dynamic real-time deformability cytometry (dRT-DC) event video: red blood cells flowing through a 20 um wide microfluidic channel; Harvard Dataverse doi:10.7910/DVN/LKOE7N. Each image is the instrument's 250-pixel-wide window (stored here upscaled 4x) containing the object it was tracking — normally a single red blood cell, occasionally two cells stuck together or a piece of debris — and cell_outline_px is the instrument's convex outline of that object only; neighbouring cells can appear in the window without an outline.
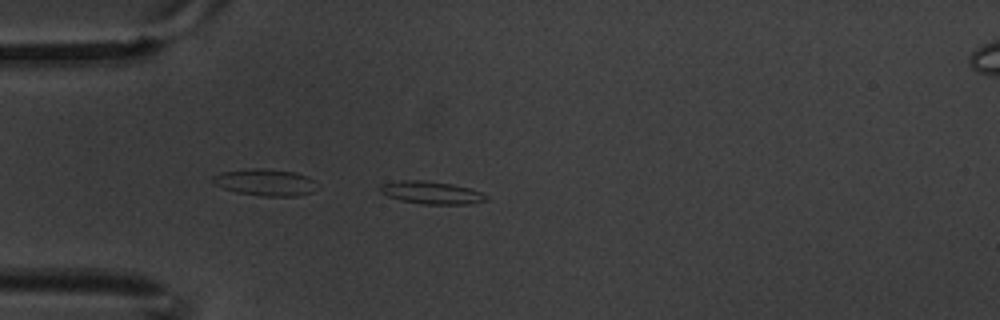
{"species": "common noctule bat (a hibernating species)", "species_latin": "Nyctalus noctula", "temperature_condition": "warm", "stored_images_in_passage": 9, "segment_of_instrument_passage": [2, 2], "camera_frame_rate_fps": 3000, "um_per_image_px": 0.085, "animal": {"sex": "male", "body_mass_g": 20.1, "forearm_length_mm": 53.5}, "frame": {"image": 1, "passage_image": 4, "time_ms": 1.0, "image_size_px": [1000, 320], "cell_outline_px": [[488, 200], [468, 204], [420, 204], [400, 200], [388, 196], [380, 192], [380, 184], [400, 180], [420, 180], [452, 184], [468, 188], [480, 192], [488, 196]], "centroid_in_image_um": [36.65, 16.38], "position_along_channel_um": 48.4, "area_um2": 13.93}}
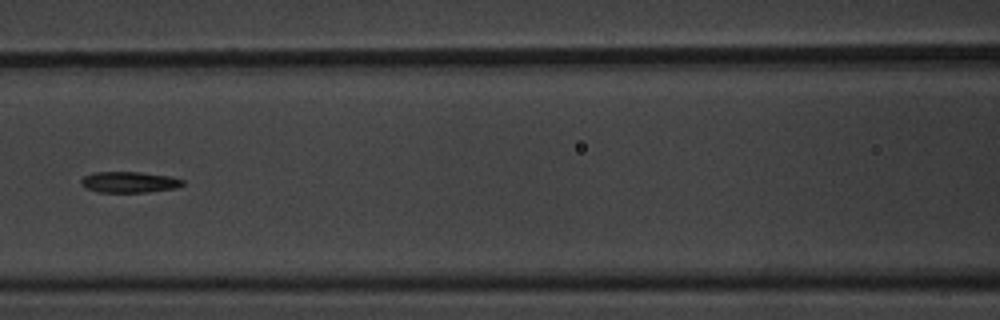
{"frame": {"image": 2, "passage_image": 7, "time_ms": 2.0, "image_size_px": [1000, 320], "cell_outline_px": [[184, 184], [176, 188], [148, 192], [96, 192], [84, 188], [80, 184], [80, 180], [84, 176], [92, 172], [140, 172], [172, 176], [184, 180]], "centroid_in_image_um": [10.96, 15.48], "position_along_channel_um": 155.6, "area_um2": 12.66}}
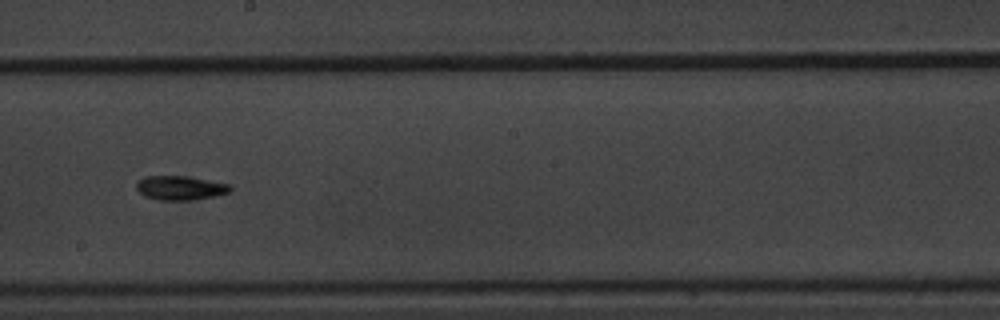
{"frame": {"image": 3, "passage_image": 9, "time_ms": 2.667, "image_size_px": [1000, 320], "cell_outline_px": [[232, 192], [216, 196], [192, 200], [160, 200], [144, 196], [136, 188], [136, 180], [144, 176], [184, 176], [232, 184]], "centroid_in_image_um": [15.34, 15.97], "position_along_channel_um": 232.9, "area_um2": 13.41}}